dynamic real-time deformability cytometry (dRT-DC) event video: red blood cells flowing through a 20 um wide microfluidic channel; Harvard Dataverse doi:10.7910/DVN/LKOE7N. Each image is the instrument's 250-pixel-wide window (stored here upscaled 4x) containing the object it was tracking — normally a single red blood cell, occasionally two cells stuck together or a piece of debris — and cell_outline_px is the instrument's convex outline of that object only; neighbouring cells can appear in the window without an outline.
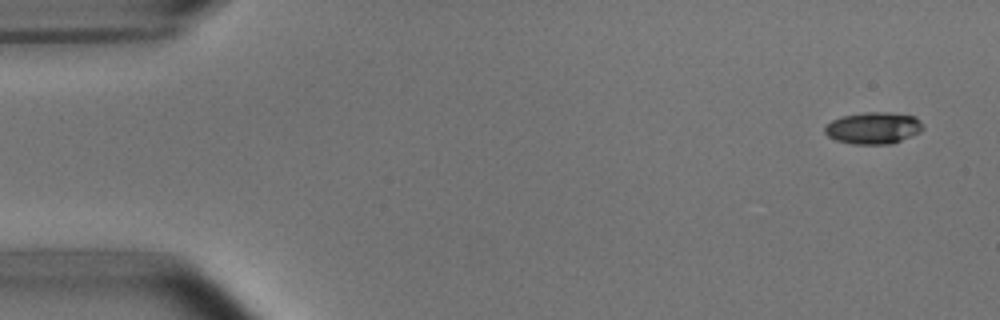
{"species": "common noctule bat (a hibernating species)", "species_latin": "Nyctalus noctula", "temperature_condition": "room temperature", "stored_images_in_passage": 4, "camera_frame_rate_fps": 3000, "um_per_image_px": 0.085, "animal": {"sex": "male", "body_mass_g": 15.6}, "frame": {"image": 1, "passage_image": 1, "time_ms": 0.0, "image_size_px": [1000, 320], "cell_outline_px": [[924, 128], [920, 132], [892, 144], [852, 144], [836, 140], [828, 136], [824, 132], [824, 128], [832, 120], [844, 116], [864, 112], [888, 112], [916, 116], [924, 124]], "centroid_in_image_um": [74.27, 10.88], "position_along_channel_um": 10.7, "area_um2": 18.26}}
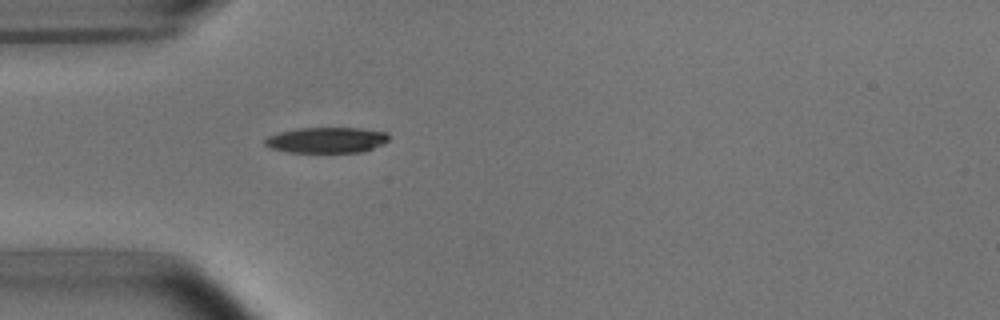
{"frame": {"image": 2, "passage_image": 4, "time_ms": 4.333, "image_size_px": [1000, 320], "cell_outline_px": [[388, 140], [384, 144], [364, 152], [288, 152], [268, 148], [264, 144], [264, 140], [268, 136], [280, 132], [296, 128], [360, 128], [388, 132]], "centroid_in_image_um": [27.76, 11.91], "position_along_channel_um": 57.2, "area_um2": 18.73}}